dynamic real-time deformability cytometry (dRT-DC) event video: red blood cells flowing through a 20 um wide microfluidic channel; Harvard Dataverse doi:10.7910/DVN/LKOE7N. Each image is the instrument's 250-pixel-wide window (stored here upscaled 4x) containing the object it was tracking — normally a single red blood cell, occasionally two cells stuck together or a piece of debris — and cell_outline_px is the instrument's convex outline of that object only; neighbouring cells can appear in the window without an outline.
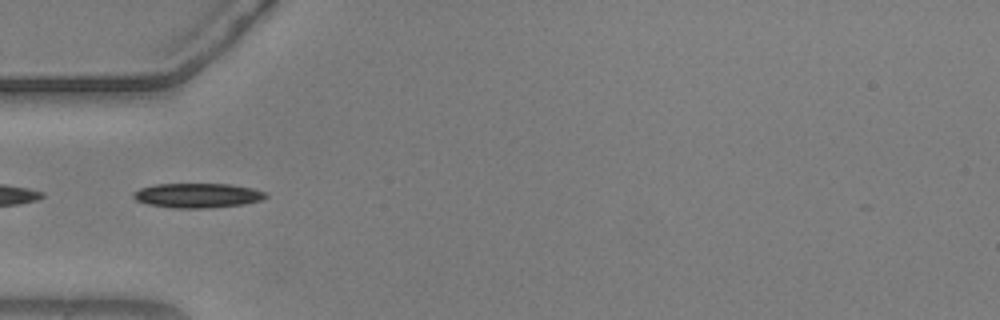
{"species": "common noctule bat (a hibernating species)", "species_latin": "Nyctalus noctula", "temperature_condition": "warm", "stored_images_in_passage": 11, "camera_frame_rate_fps": 3000, "um_per_image_px": 0.085, "animal": {"sex": "male", "body_mass_g": 20.5, "forearm_length_mm": 52.5}, "frame": {"image": 1, "passage_image": 5, "time_ms": 1.333, "image_size_px": [1000, 320], "cell_outline_px": [[268, 196], [260, 200], [244, 204], [208, 208], [172, 208], [148, 204], [136, 200], [132, 196], [132, 192], [140, 188], [156, 184], [228, 184], [252, 188], [268, 192]], "centroid_in_image_um": [16.79, 16.61], "position_along_channel_um": 68.2, "area_um2": 19.02}}
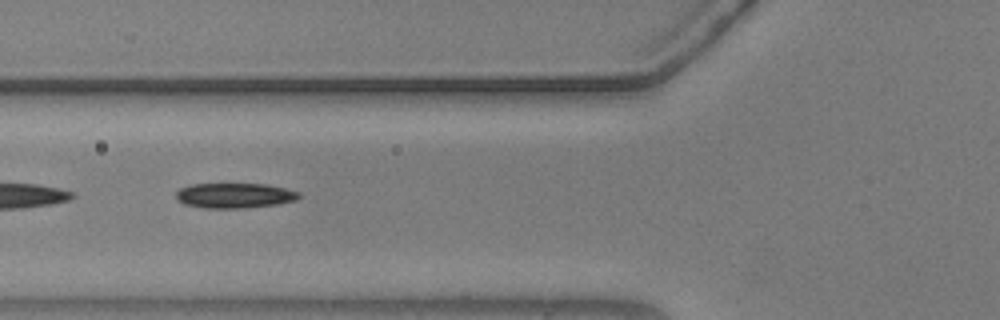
{"frame": {"image": 2, "passage_image": 8, "time_ms": 2.333, "image_size_px": [1000, 320], "cell_outline_px": [[300, 196], [296, 200], [276, 204], [244, 208], [204, 208], [184, 204], [176, 200], [176, 192], [180, 188], [192, 184], [264, 184], [284, 188], [300, 192]], "centroid_in_image_um": [19.91, 16.62], "position_along_channel_um": 105.9, "area_um2": 17.92}}